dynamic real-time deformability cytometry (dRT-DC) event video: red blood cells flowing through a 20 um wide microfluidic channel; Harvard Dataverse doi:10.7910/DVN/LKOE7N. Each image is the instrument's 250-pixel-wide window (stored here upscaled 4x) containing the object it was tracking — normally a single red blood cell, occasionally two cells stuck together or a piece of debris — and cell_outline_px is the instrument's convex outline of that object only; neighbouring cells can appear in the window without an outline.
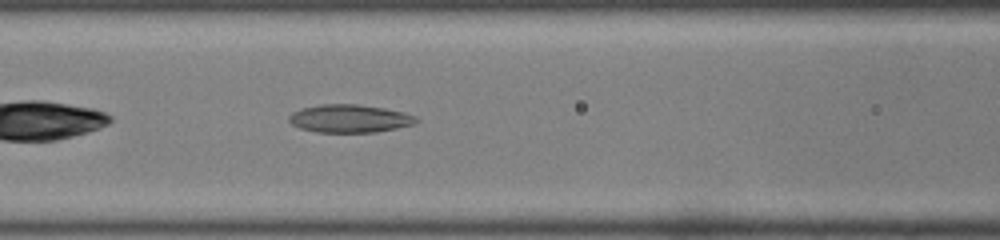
{"species": "common noctule bat (a hibernating species)", "species_latin": "Nyctalus noctula", "temperature_condition": "room temperature", "stored_images_in_passage": 33, "camera_frame_rate_fps": 3000, "um_per_image_px": 0.085, "animal": {"sex": "male", "body_mass_g": 19.0, "forearm_length_mm": 50.8}, "frame": {"image": 1, "passage_image": 7, "time_ms": 2.0, "image_size_px": [1000, 240], "cell_outline_px": [[420, 120], [412, 124], [396, 128], [376, 132], [316, 132], [300, 128], [292, 124], [288, 120], [288, 116], [292, 112], [304, 108], [320, 104], [356, 104], [384, 108], [404, 112], [416, 116]], "centroid_in_image_um": [29.71, 10.07], "position_along_channel_um": 136.9, "area_um2": 20.69}}
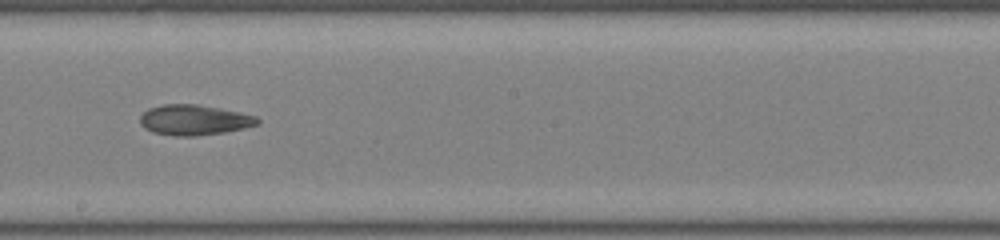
{"frame": {"image": 2, "passage_image": 14, "time_ms": 4.333, "image_size_px": [1000, 240], "cell_outline_px": [[260, 124], [244, 128], [224, 132], [196, 136], [172, 136], [152, 132], [144, 128], [140, 124], [140, 116], [148, 108], [164, 104], [196, 104], [220, 108], [240, 112], [256, 116], [260, 120]], "centroid_in_image_um": [16.5, 10.2], "position_along_channel_um": 231.7, "area_um2": 20.92}}
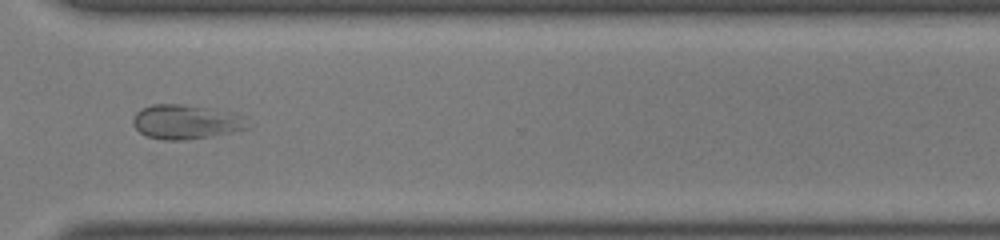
{"frame": {"image": 3, "passage_image": 23, "time_ms": 7.333, "image_size_px": [1000, 240], "cell_outline_px": [[248, 128], [212, 136], [184, 140], [164, 140], [148, 136], [140, 132], [132, 124], [132, 120], [136, 112], [140, 108], [152, 104], [184, 104], [236, 112], [244, 116]], "centroid_in_image_um": [15.79, 10.34], "position_along_channel_um": 354.8, "area_um2": 23.12}, "authors_computed_cell_mechanics": {"area_um2": 21.386, "velocity_mm_per_s": 4.0844, "shape_relaxation_time_tau1_ms": null, "shape_relaxation_time_tau2_ms": 3.5015, "deformation_change_tau1": null, "deformation_change_tau2": 0.1043}}